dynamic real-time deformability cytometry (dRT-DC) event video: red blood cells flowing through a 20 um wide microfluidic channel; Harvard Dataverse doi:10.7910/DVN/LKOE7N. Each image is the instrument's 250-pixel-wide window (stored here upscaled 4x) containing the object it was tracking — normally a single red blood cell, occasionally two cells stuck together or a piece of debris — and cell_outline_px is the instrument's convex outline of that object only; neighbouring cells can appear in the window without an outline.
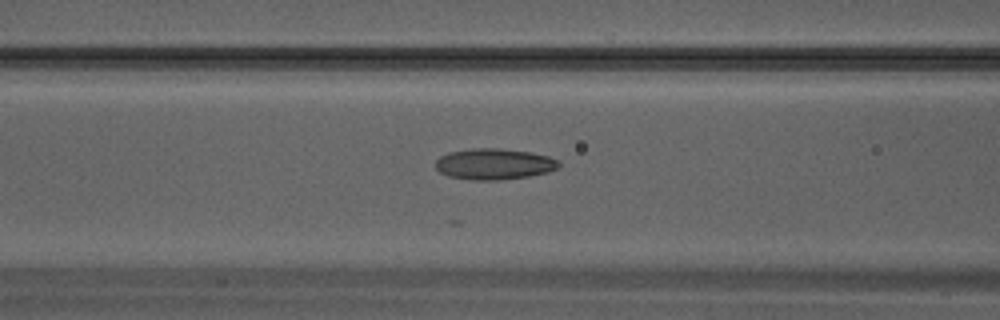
{"species": "Egyptian fruit bat (a non-hibernating species)", "species_latin": "Rousettus aegyptiacus", "temperature_condition": "warm", "stored_images_in_passage": 22, "camera_frame_rate_fps": 3000, "um_per_image_px": 0.085, "animal": {"sex": "male"}, "frame": {"image": 1, "passage_image": 12, "time_ms": 3.667, "image_size_px": [1000, 320], "cell_outline_px": [[560, 164], [556, 168], [548, 172], [528, 176], [496, 180], [476, 180], [448, 176], [440, 172], [436, 168], [436, 160], [440, 156], [448, 152], [472, 148], [496, 148], [528, 152], [548, 156], [556, 160]], "centroid_in_image_um": [41.96, 13.94], "position_along_channel_um": 124.6, "area_um2": 22.02}}
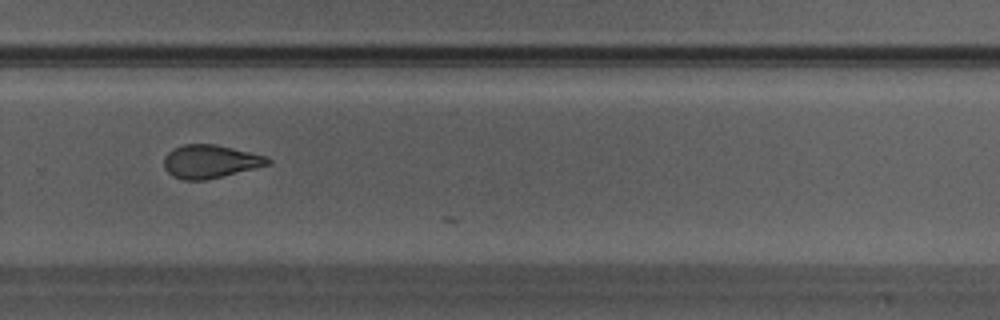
{"frame": {"image": 2, "passage_image": 21, "time_ms": 6.667, "image_size_px": [1000, 320], "cell_outline_px": [[272, 164], [204, 180], [184, 180], [172, 176], [164, 168], [164, 156], [172, 148], [184, 144], [216, 144], [268, 156], [272, 160]], "centroid_in_image_um": [17.87, 13.71], "position_along_channel_um": 311.9, "area_um2": 20.23}}